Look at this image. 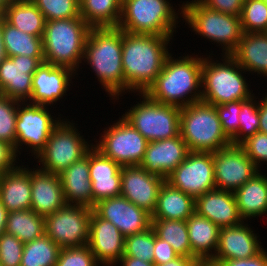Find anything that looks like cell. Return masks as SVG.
I'll list each match as a JSON object with an SVG mask.
<instances>
[{
  "label": "cell",
  "mask_w": 267,
  "mask_h": 266,
  "mask_svg": "<svg viewBox=\"0 0 267 266\" xmlns=\"http://www.w3.org/2000/svg\"><path fill=\"white\" fill-rule=\"evenodd\" d=\"M171 37L122 30L124 91L145 93L163 69Z\"/></svg>",
  "instance_id": "obj_1"
},
{
  "label": "cell",
  "mask_w": 267,
  "mask_h": 266,
  "mask_svg": "<svg viewBox=\"0 0 267 266\" xmlns=\"http://www.w3.org/2000/svg\"><path fill=\"white\" fill-rule=\"evenodd\" d=\"M202 62L201 57L173 59L169 55L160 74L145 94L153 101L179 108L201 101L202 91L197 89L202 87ZM189 93L192 95L188 98L186 95Z\"/></svg>",
  "instance_id": "obj_2"
},
{
  "label": "cell",
  "mask_w": 267,
  "mask_h": 266,
  "mask_svg": "<svg viewBox=\"0 0 267 266\" xmlns=\"http://www.w3.org/2000/svg\"><path fill=\"white\" fill-rule=\"evenodd\" d=\"M84 58L110 96L118 97L124 91L122 29L91 28L85 42Z\"/></svg>",
  "instance_id": "obj_3"
},
{
  "label": "cell",
  "mask_w": 267,
  "mask_h": 266,
  "mask_svg": "<svg viewBox=\"0 0 267 266\" xmlns=\"http://www.w3.org/2000/svg\"><path fill=\"white\" fill-rule=\"evenodd\" d=\"M90 29L81 16L46 21L42 37L44 62L76 71L84 59Z\"/></svg>",
  "instance_id": "obj_4"
},
{
  "label": "cell",
  "mask_w": 267,
  "mask_h": 266,
  "mask_svg": "<svg viewBox=\"0 0 267 266\" xmlns=\"http://www.w3.org/2000/svg\"><path fill=\"white\" fill-rule=\"evenodd\" d=\"M179 129L190 152L214 153L232 144L215 106L202 101L181 108Z\"/></svg>",
  "instance_id": "obj_5"
},
{
  "label": "cell",
  "mask_w": 267,
  "mask_h": 266,
  "mask_svg": "<svg viewBox=\"0 0 267 266\" xmlns=\"http://www.w3.org/2000/svg\"><path fill=\"white\" fill-rule=\"evenodd\" d=\"M225 62L217 63L203 58L201 101L211 105L244 101L251 97L248 85L241 75L244 69L232 55H224ZM242 69V70H241ZM239 70V71H238Z\"/></svg>",
  "instance_id": "obj_6"
},
{
  "label": "cell",
  "mask_w": 267,
  "mask_h": 266,
  "mask_svg": "<svg viewBox=\"0 0 267 266\" xmlns=\"http://www.w3.org/2000/svg\"><path fill=\"white\" fill-rule=\"evenodd\" d=\"M183 18L196 33L225 46V55H231L243 36L240 16L212 10L198 0L183 3Z\"/></svg>",
  "instance_id": "obj_7"
},
{
  "label": "cell",
  "mask_w": 267,
  "mask_h": 266,
  "mask_svg": "<svg viewBox=\"0 0 267 266\" xmlns=\"http://www.w3.org/2000/svg\"><path fill=\"white\" fill-rule=\"evenodd\" d=\"M177 18L166 0H122L118 28L130 33L172 37Z\"/></svg>",
  "instance_id": "obj_8"
},
{
  "label": "cell",
  "mask_w": 267,
  "mask_h": 266,
  "mask_svg": "<svg viewBox=\"0 0 267 266\" xmlns=\"http://www.w3.org/2000/svg\"><path fill=\"white\" fill-rule=\"evenodd\" d=\"M142 95L144 100L122 117L149 142L178 136L181 108L153 101L145 93Z\"/></svg>",
  "instance_id": "obj_9"
},
{
  "label": "cell",
  "mask_w": 267,
  "mask_h": 266,
  "mask_svg": "<svg viewBox=\"0 0 267 266\" xmlns=\"http://www.w3.org/2000/svg\"><path fill=\"white\" fill-rule=\"evenodd\" d=\"M61 121L49 136L45 148L36 157L43 164L41 170L54 174H60L92 148L79 136L73 124L71 126L68 124L70 122Z\"/></svg>",
  "instance_id": "obj_10"
},
{
  "label": "cell",
  "mask_w": 267,
  "mask_h": 266,
  "mask_svg": "<svg viewBox=\"0 0 267 266\" xmlns=\"http://www.w3.org/2000/svg\"><path fill=\"white\" fill-rule=\"evenodd\" d=\"M92 210L86 206L66 204L44 217L45 234L61 249L87 245Z\"/></svg>",
  "instance_id": "obj_11"
},
{
  "label": "cell",
  "mask_w": 267,
  "mask_h": 266,
  "mask_svg": "<svg viewBox=\"0 0 267 266\" xmlns=\"http://www.w3.org/2000/svg\"><path fill=\"white\" fill-rule=\"evenodd\" d=\"M95 148L121 166L140 165L148 145L143 135L122 117L101 136Z\"/></svg>",
  "instance_id": "obj_12"
},
{
  "label": "cell",
  "mask_w": 267,
  "mask_h": 266,
  "mask_svg": "<svg viewBox=\"0 0 267 266\" xmlns=\"http://www.w3.org/2000/svg\"><path fill=\"white\" fill-rule=\"evenodd\" d=\"M165 182L195 200L205 192L216 189L213 153L189 152L186 159L167 176Z\"/></svg>",
  "instance_id": "obj_13"
},
{
  "label": "cell",
  "mask_w": 267,
  "mask_h": 266,
  "mask_svg": "<svg viewBox=\"0 0 267 266\" xmlns=\"http://www.w3.org/2000/svg\"><path fill=\"white\" fill-rule=\"evenodd\" d=\"M214 180L218 190L235 192L259 173L240 145H229L213 153Z\"/></svg>",
  "instance_id": "obj_14"
},
{
  "label": "cell",
  "mask_w": 267,
  "mask_h": 266,
  "mask_svg": "<svg viewBox=\"0 0 267 266\" xmlns=\"http://www.w3.org/2000/svg\"><path fill=\"white\" fill-rule=\"evenodd\" d=\"M19 107L20 104L17 105L15 152L17 153L18 147L24 143L31 147L37 156L45 148L49 136L60 122L52 119L46 106L32 103Z\"/></svg>",
  "instance_id": "obj_15"
},
{
  "label": "cell",
  "mask_w": 267,
  "mask_h": 266,
  "mask_svg": "<svg viewBox=\"0 0 267 266\" xmlns=\"http://www.w3.org/2000/svg\"><path fill=\"white\" fill-rule=\"evenodd\" d=\"M44 57L12 56L0 64V94L24 104L32 95V79Z\"/></svg>",
  "instance_id": "obj_16"
},
{
  "label": "cell",
  "mask_w": 267,
  "mask_h": 266,
  "mask_svg": "<svg viewBox=\"0 0 267 266\" xmlns=\"http://www.w3.org/2000/svg\"><path fill=\"white\" fill-rule=\"evenodd\" d=\"M164 182V178L147 172L140 165L122 166L120 196L152 215Z\"/></svg>",
  "instance_id": "obj_17"
},
{
  "label": "cell",
  "mask_w": 267,
  "mask_h": 266,
  "mask_svg": "<svg viewBox=\"0 0 267 266\" xmlns=\"http://www.w3.org/2000/svg\"><path fill=\"white\" fill-rule=\"evenodd\" d=\"M93 211L114 224L125 237L143 232L152 225L150 213L122 196L99 201Z\"/></svg>",
  "instance_id": "obj_18"
},
{
  "label": "cell",
  "mask_w": 267,
  "mask_h": 266,
  "mask_svg": "<svg viewBox=\"0 0 267 266\" xmlns=\"http://www.w3.org/2000/svg\"><path fill=\"white\" fill-rule=\"evenodd\" d=\"M87 245L98 263L115 265L124 255L125 236L114 224L92 210Z\"/></svg>",
  "instance_id": "obj_19"
},
{
  "label": "cell",
  "mask_w": 267,
  "mask_h": 266,
  "mask_svg": "<svg viewBox=\"0 0 267 266\" xmlns=\"http://www.w3.org/2000/svg\"><path fill=\"white\" fill-rule=\"evenodd\" d=\"M259 243L247 224L223 227L220 229L216 252L207 263L217 266L223 260L251 258L263 250Z\"/></svg>",
  "instance_id": "obj_20"
},
{
  "label": "cell",
  "mask_w": 267,
  "mask_h": 266,
  "mask_svg": "<svg viewBox=\"0 0 267 266\" xmlns=\"http://www.w3.org/2000/svg\"><path fill=\"white\" fill-rule=\"evenodd\" d=\"M189 152L180 134L176 137L148 142L140 166L147 172L166 179L186 159Z\"/></svg>",
  "instance_id": "obj_21"
},
{
  "label": "cell",
  "mask_w": 267,
  "mask_h": 266,
  "mask_svg": "<svg viewBox=\"0 0 267 266\" xmlns=\"http://www.w3.org/2000/svg\"><path fill=\"white\" fill-rule=\"evenodd\" d=\"M89 170L92 185L93 207L101 200L118 197L121 194V165L104 156L91 145Z\"/></svg>",
  "instance_id": "obj_22"
},
{
  "label": "cell",
  "mask_w": 267,
  "mask_h": 266,
  "mask_svg": "<svg viewBox=\"0 0 267 266\" xmlns=\"http://www.w3.org/2000/svg\"><path fill=\"white\" fill-rule=\"evenodd\" d=\"M73 73L68 67L42 62L33 74L32 95L29 101L43 106L58 101L68 90L69 79Z\"/></svg>",
  "instance_id": "obj_23"
},
{
  "label": "cell",
  "mask_w": 267,
  "mask_h": 266,
  "mask_svg": "<svg viewBox=\"0 0 267 266\" xmlns=\"http://www.w3.org/2000/svg\"><path fill=\"white\" fill-rule=\"evenodd\" d=\"M66 205L59 174L31 171V209L46 217Z\"/></svg>",
  "instance_id": "obj_24"
},
{
  "label": "cell",
  "mask_w": 267,
  "mask_h": 266,
  "mask_svg": "<svg viewBox=\"0 0 267 266\" xmlns=\"http://www.w3.org/2000/svg\"><path fill=\"white\" fill-rule=\"evenodd\" d=\"M195 211L218 227H230L242 223L234 192L214 189L195 200Z\"/></svg>",
  "instance_id": "obj_25"
},
{
  "label": "cell",
  "mask_w": 267,
  "mask_h": 266,
  "mask_svg": "<svg viewBox=\"0 0 267 266\" xmlns=\"http://www.w3.org/2000/svg\"><path fill=\"white\" fill-rule=\"evenodd\" d=\"M67 205L93 208L92 185L89 170V151L59 174ZM72 202V203H71Z\"/></svg>",
  "instance_id": "obj_26"
},
{
  "label": "cell",
  "mask_w": 267,
  "mask_h": 266,
  "mask_svg": "<svg viewBox=\"0 0 267 266\" xmlns=\"http://www.w3.org/2000/svg\"><path fill=\"white\" fill-rule=\"evenodd\" d=\"M0 199L8 212L31 209V170L16 166L0 175Z\"/></svg>",
  "instance_id": "obj_27"
},
{
  "label": "cell",
  "mask_w": 267,
  "mask_h": 266,
  "mask_svg": "<svg viewBox=\"0 0 267 266\" xmlns=\"http://www.w3.org/2000/svg\"><path fill=\"white\" fill-rule=\"evenodd\" d=\"M192 253L202 262L207 263L216 252L220 227L196 211L186 220Z\"/></svg>",
  "instance_id": "obj_28"
},
{
  "label": "cell",
  "mask_w": 267,
  "mask_h": 266,
  "mask_svg": "<svg viewBox=\"0 0 267 266\" xmlns=\"http://www.w3.org/2000/svg\"><path fill=\"white\" fill-rule=\"evenodd\" d=\"M194 212L195 199L164 182L151 219L187 220Z\"/></svg>",
  "instance_id": "obj_29"
},
{
  "label": "cell",
  "mask_w": 267,
  "mask_h": 266,
  "mask_svg": "<svg viewBox=\"0 0 267 266\" xmlns=\"http://www.w3.org/2000/svg\"><path fill=\"white\" fill-rule=\"evenodd\" d=\"M231 55L244 71L267 76V32L243 33L238 47Z\"/></svg>",
  "instance_id": "obj_30"
},
{
  "label": "cell",
  "mask_w": 267,
  "mask_h": 266,
  "mask_svg": "<svg viewBox=\"0 0 267 266\" xmlns=\"http://www.w3.org/2000/svg\"><path fill=\"white\" fill-rule=\"evenodd\" d=\"M239 215L242 219L267 213V177L257 173L234 192Z\"/></svg>",
  "instance_id": "obj_31"
},
{
  "label": "cell",
  "mask_w": 267,
  "mask_h": 266,
  "mask_svg": "<svg viewBox=\"0 0 267 266\" xmlns=\"http://www.w3.org/2000/svg\"><path fill=\"white\" fill-rule=\"evenodd\" d=\"M2 18L27 34L43 37L46 20L31 0H14L3 10Z\"/></svg>",
  "instance_id": "obj_32"
},
{
  "label": "cell",
  "mask_w": 267,
  "mask_h": 266,
  "mask_svg": "<svg viewBox=\"0 0 267 266\" xmlns=\"http://www.w3.org/2000/svg\"><path fill=\"white\" fill-rule=\"evenodd\" d=\"M80 16L91 28L118 27L122 0H79Z\"/></svg>",
  "instance_id": "obj_33"
},
{
  "label": "cell",
  "mask_w": 267,
  "mask_h": 266,
  "mask_svg": "<svg viewBox=\"0 0 267 266\" xmlns=\"http://www.w3.org/2000/svg\"><path fill=\"white\" fill-rule=\"evenodd\" d=\"M5 232L23 243L35 240L45 234L44 217L32 209L9 212Z\"/></svg>",
  "instance_id": "obj_34"
},
{
  "label": "cell",
  "mask_w": 267,
  "mask_h": 266,
  "mask_svg": "<svg viewBox=\"0 0 267 266\" xmlns=\"http://www.w3.org/2000/svg\"><path fill=\"white\" fill-rule=\"evenodd\" d=\"M6 54L12 56L44 57L42 37L32 36L8 24L2 18Z\"/></svg>",
  "instance_id": "obj_35"
},
{
  "label": "cell",
  "mask_w": 267,
  "mask_h": 266,
  "mask_svg": "<svg viewBox=\"0 0 267 266\" xmlns=\"http://www.w3.org/2000/svg\"><path fill=\"white\" fill-rule=\"evenodd\" d=\"M151 226L156 235L168 242L179 256L194 257L202 263L192 253L186 220L152 219Z\"/></svg>",
  "instance_id": "obj_36"
},
{
  "label": "cell",
  "mask_w": 267,
  "mask_h": 266,
  "mask_svg": "<svg viewBox=\"0 0 267 266\" xmlns=\"http://www.w3.org/2000/svg\"><path fill=\"white\" fill-rule=\"evenodd\" d=\"M61 247L46 234L24 244L20 266H55Z\"/></svg>",
  "instance_id": "obj_37"
},
{
  "label": "cell",
  "mask_w": 267,
  "mask_h": 266,
  "mask_svg": "<svg viewBox=\"0 0 267 266\" xmlns=\"http://www.w3.org/2000/svg\"><path fill=\"white\" fill-rule=\"evenodd\" d=\"M243 33L267 32V3L245 0L240 15Z\"/></svg>",
  "instance_id": "obj_38"
},
{
  "label": "cell",
  "mask_w": 267,
  "mask_h": 266,
  "mask_svg": "<svg viewBox=\"0 0 267 266\" xmlns=\"http://www.w3.org/2000/svg\"><path fill=\"white\" fill-rule=\"evenodd\" d=\"M134 257L145 262H153L154 257V229L151 226L143 232L125 237L124 255Z\"/></svg>",
  "instance_id": "obj_39"
},
{
  "label": "cell",
  "mask_w": 267,
  "mask_h": 266,
  "mask_svg": "<svg viewBox=\"0 0 267 266\" xmlns=\"http://www.w3.org/2000/svg\"><path fill=\"white\" fill-rule=\"evenodd\" d=\"M252 97L253 96L247 100L241 101V112L238 116L239 130L231 139L233 145H240L248 137L259 132V107L253 102L254 97Z\"/></svg>",
  "instance_id": "obj_40"
},
{
  "label": "cell",
  "mask_w": 267,
  "mask_h": 266,
  "mask_svg": "<svg viewBox=\"0 0 267 266\" xmlns=\"http://www.w3.org/2000/svg\"><path fill=\"white\" fill-rule=\"evenodd\" d=\"M46 21L80 17L79 0H31Z\"/></svg>",
  "instance_id": "obj_41"
},
{
  "label": "cell",
  "mask_w": 267,
  "mask_h": 266,
  "mask_svg": "<svg viewBox=\"0 0 267 266\" xmlns=\"http://www.w3.org/2000/svg\"><path fill=\"white\" fill-rule=\"evenodd\" d=\"M19 103L18 100L0 94V141L10 144L14 150L17 120L16 105Z\"/></svg>",
  "instance_id": "obj_42"
},
{
  "label": "cell",
  "mask_w": 267,
  "mask_h": 266,
  "mask_svg": "<svg viewBox=\"0 0 267 266\" xmlns=\"http://www.w3.org/2000/svg\"><path fill=\"white\" fill-rule=\"evenodd\" d=\"M88 245L60 250L55 266H98Z\"/></svg>",
  "instance_id": "obj_43"
},
{
  "label": "cell",
  "mask_w": 267,
  "mask_h": 266,
  "mask_svg": "<svg viewBox=\"0 0 267 266\" xmlns=\"http://www.w3.org/2000/svg\"><path fill=\"white\" fill-rule=\"evenodd\" d=\"M24 244L17 237L4 232L0 236V264L20 266Z\"/></svg>",
  "instance_id": "obj_44"
},
{
  "label": "cell",
  "mask_w": 267,
  "mask_h": 266,
  "mask_svg": "<svg viewBox=\"0 0 267 266\" xmlns=\"http://www.w3.org/2000/svg\"><path fill=\"white\" fill-rule=\"evenodd\" d=\"M223 132L231 140L239 130V114L241 112V101L228 102L215 105Z\"/></svg>",
  "instance_id": "obj_45"
},
{
  "label": "cell",
  "mask_w": 267,
  "mask_h": 266,
  "mask_svg": "<svg viewBox=\"0 0 267 266\" xmlns=\"http://www.w3.org/2000/svg\"><path fill=\"white\" fill-rule=\"evenodd\" d=\"M240 146L257 168L260 161L267 162V134L257 132L244 140Z\"/></svg>",
  "instance_id": "obj_46"
},
{
  "label": "cell",
  "mask_w": 267,
  "mask_h": 266,
  "mask_svg": "<svg viewBox=\"0 0 267 266\" xmlns=\"http://www.w3.org/2000/svg\"><path fill=\"white\" fill-rule=\"evenodd\" d=\"M206 7L225 14L240 16L245 0H198Z\"/></svg>",
  "instance_id": "obj_47"
},
{
  "label": "cell",
  "mask_w": 267,
  "mask_h": 266,
  "mask_svg": "<svg viewBox=\"0 0 267 266\" xmlns=\"http://www.w3.org/2000/svg\"><path fill=\"white\" fill-rule=\"evenodd\" d=\"M178 256L173 247L165 240L160 239L154 231V264L167 263Z\"/></svg>",
  "instance_id": "obj_48"
},
{
  "label": "cell",
  "mask_w": 267,
  "mask_h": 266,
  "mask_svg": "<svg viewBox=\"0 0 267 266\" xmlns=\"http://www.w3.org/2000/svg\"><path fill=\"white\" fill-rule=\"evenodd\" d=\"M16 156L17 154L10 144L0 141V175L16 168L14 166Z\"/></svg>",
  "instance_id": "obj_49"
},
{
  "label": "cell",
  "mask_w": 267,
  "mask_h": 266,
  "mask_svg": "<svg viewBox=\"0 0 267 266\" xmlns=\"http://www.w3.org/2000/svg\"><path fill=\"white\" fill-rule=\"evenodd\" d=\"M217 266H267V252L263 249L251 258L223 260Z\"/></svg>",
  "instance_id": "obj_50"
},
{
  "label": "cell",
  "mask_w": 267,
  "mask_h": 266,
  "mask_svg": "<svg viewBox=\"0 0 267 266\" xmlns=\"http://www.w3.org/2000/svg\"><path fill=\"white\" fill-rule=\"evenodd\" d=\"M259 107V132L267 134V95L260 103Z\"/></svg>",
  "instance_id": "obj_51"
},
{
  "label": "cell",
  "mask_w": 267,
  "mask_h": 266,
  "mask_svg": "<svg viewBox=\"0 0 267 266\" xmlns=\"http://www.w3.org/2000/svg\"><path fill=\"white\" fill-rule=\"evenodd\" d=\"M200 263L194 257L178 256L172 261L155 266H198Z\"/></svg>",
  "instance_id": "obj_52"
},
{
  "label": "cell",
  "mask_w": 267,
  "mask_h": 266,
  "mask_svg": "<svg viewBox=\"0 0 267 266\" xmlns=\"http://www.w3.org/2000/svg\"><path fill=\"white\" fill-rule=\"evenodd\" d=\"M119 262L122 266H155L154 262H145L134 257H122Z\"/></svg>",
  "instance_id": "obj_53"
},
{
  "label": "cell",
  "mask_w": 267,
  "mask_h": 266,
  "mask_svg": "<svg viewBox=\"0 0 267 266\" xmlns=\"http://www.w3.org/2000/svg\"><path fill=\"white\" fill-rule=\"evenodd\" d=\"M8 213L9 212L6 210L5 206L2 204L1 199H0V236L6 230Z\"/></svg>",
  "instance_id": "obj_54"
},
{
  "label": "cell",
  "mask_w": 267,
  "mask_h": 266,
  "mask_svg": "<svg viewBox=\"0 0 267 266\" xmlns=\"http://www.w3.org/2000/svg\"><path fill=\"white\" fill-rule=\"evenodd\" d=\"M4 40H3V32H2V19L0 20V64L7 58Z\"/></svg>",
  "instance_id": "obj_55"
},
{
  "label": "cell",
  "mask_w": 267,
  "mask_h": 266,
  "mask_svg": "<svg viewBox=\"0 0 267 266\" xmlns=\"http://www.w3.org/2000/svg\"><path fill=\"white\" fill-rule=\"evenodd\" d=\"M14 0H0V8L4 10L7 8Z\"/></svg>",
  "instance_id": "obj_56"
},
{
  "label": "cell",
  "mask_w": 267,
  "mask_h": 266,
  "mask_svg": "<svg viewBox=\"0 0 267 266\" xmlns=\"http://www.w3.org/2000/svg\"><path fill=\"white\" fill-rule=\"evenodd\" d=\"M3 16V10L0 8V20L2 19Z\"/></svg>",
  "instance_id": "obj_57"
},
{
  "label": "cell",
  "mask_w": 267,
  "mask_h": 266,
  "mask_svg": "<svg viewBox=\"0 0 267 266\" xmlns=\"http://www.w3.org/2000/svg\"><path fill=\"white\" fill-rule=\"evenodd\" d=\"M205 266H214V265H211V264H209V263H205Z\"/></svg>",
  "instance_id": "obj_58"
},
{
  "label": "cell",
  "mask_w": 267,
  "mask_h": 266,
  "mask_svg": "<svg viewBox=\"0 0 267 266\" xmlns=\"http://www.w3.org/2000/svg\"><path fill=\"white\" fill-rule=\"evenodd\" d=\"M198 266H205V263H200Z\"/></svg>",
  "instance_id": "obj_59"
}]
</instances>
